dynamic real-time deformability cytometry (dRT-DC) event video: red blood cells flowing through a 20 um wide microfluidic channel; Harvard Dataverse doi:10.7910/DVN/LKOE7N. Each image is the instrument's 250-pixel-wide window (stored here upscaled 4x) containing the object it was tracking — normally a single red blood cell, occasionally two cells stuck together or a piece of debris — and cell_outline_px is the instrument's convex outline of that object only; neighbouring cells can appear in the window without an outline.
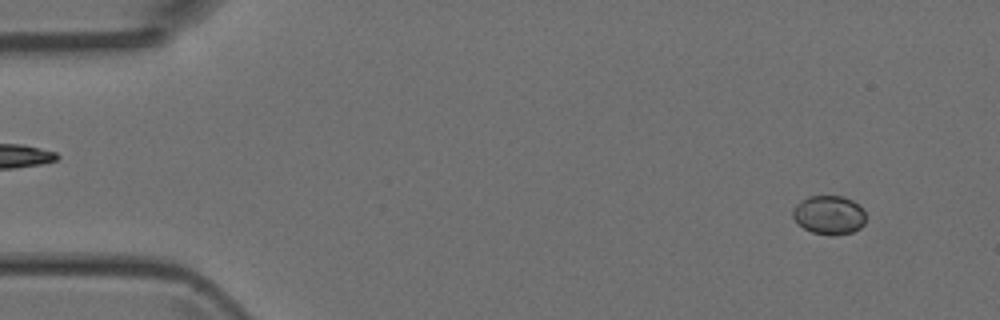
{"species": "Egyptian fruit bat (a non-hibernating species)", "species_latin": "Rousettus aegyptiacus", "temperature_condition": "room temperature", "stored_images_in_passage": 4, "camera_frame_rate_fps": 3000, "um_per_image_px": 0.085, "animal": {"sex": "female"}, "frame": {"image": 1, "passage_image": 1, "time_ms": 0.0, "image_size_px": [1000, 320], "cell_outline_px": [[864, 224], [860, 228], [852, 232], [832, 236], [812, 232], [804, 228], [792, 216], [792, 208], [800, 200], [808, 196], [844, 196], [852, 200], [864, 212]], "centroid_in_image_um": [70.44, 18.27], "position_along_channel_um": 14.6, "area_um2": 16.47}}
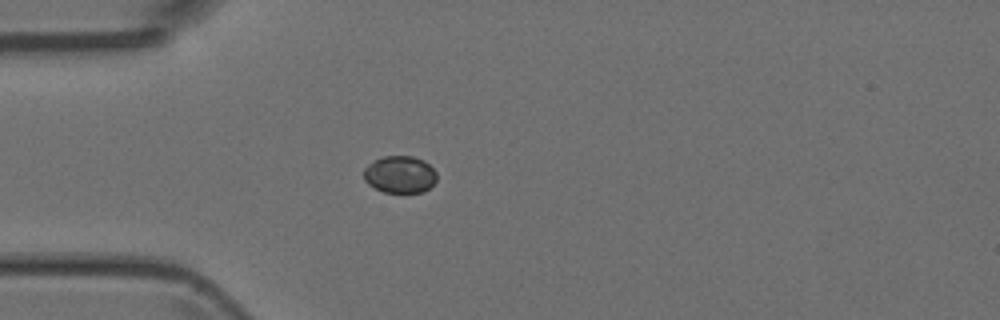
{"frame": {"image": 2, "passage_image": 4, "time_ms": 3.333, "image_size_px": [1000, 320], "cell_outline_px": [[436, 180], [424, 192], [384, 192], [368, 184], [364, 180], [364, 168], [368, 164], [384, 156], [412, 156], [424, 160], [436, 172]], "centroid_in_image_um": [33.98, 14.82], "position_along_channel_um": 51.0, "area_um2": 15.66}}